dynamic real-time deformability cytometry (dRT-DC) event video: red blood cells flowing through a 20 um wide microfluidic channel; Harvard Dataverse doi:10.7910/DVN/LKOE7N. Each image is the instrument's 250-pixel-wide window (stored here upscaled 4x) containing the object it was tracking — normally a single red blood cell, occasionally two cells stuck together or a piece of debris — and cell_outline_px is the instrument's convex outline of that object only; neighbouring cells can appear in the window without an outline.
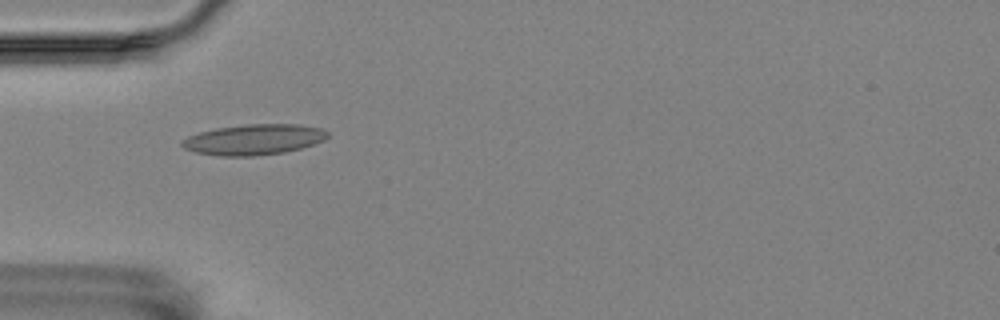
{"species": "Egyptian fruit bat (a non-hibernating species)", "species_latin": "Rousettus aegyptiacus", "temperature_condition": "room temperature", "stored_images_in_passage": 10, "camera_frame_rate_fps": 3000, "um_per_image_px": 0.085, "animal": {"sex": "female"}, "frame": {"image": 1, "passage_image": 4, "time_ms": 1.0, "image_size_px": [1000, 320], "cell_outline_px": [[328, 136], [324, 140], [300, 148], [284, 152], [252, 156], [220, 156], [196, 152], [184, 148], [180, 144], [180, 140], [188, 136], [200, 132], [216, 128], [244, 124], [300, 124], [320, 128], [328, 132]], "centroid_in_image_um": [21.55, 11.85], "position_along_channel_um": 63.5, "area_um2": 25.89}}
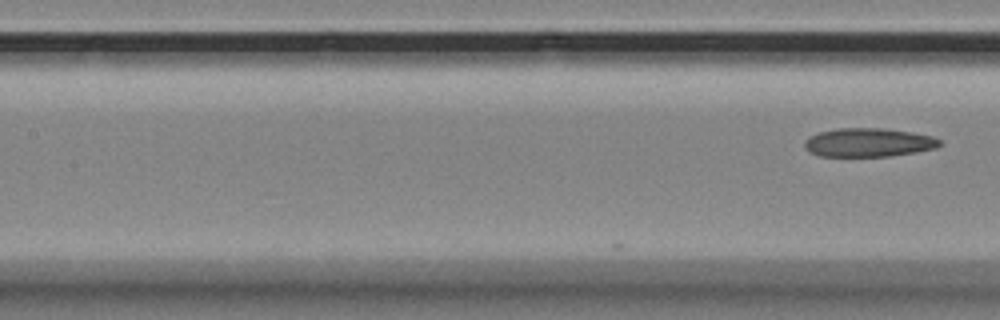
{"frame": {"image": 2, "passage_image": 10, "time_ms": 3.0, "image_size_px": [1000, 320], "cell_outline_px": [[940, 144], [936, 148], [916, 152], [888, 156], [820, 156], [808, 152], [804, 148], [804, 140], [808, 136], [820, 132], [836, 128], [880, 128], [912, 132], [932, 136], [940, 140]], "centroid_in_image_um": [73.77, 12.11], "position_along_channel_um": 133.6, "area_um2": 22.66}}